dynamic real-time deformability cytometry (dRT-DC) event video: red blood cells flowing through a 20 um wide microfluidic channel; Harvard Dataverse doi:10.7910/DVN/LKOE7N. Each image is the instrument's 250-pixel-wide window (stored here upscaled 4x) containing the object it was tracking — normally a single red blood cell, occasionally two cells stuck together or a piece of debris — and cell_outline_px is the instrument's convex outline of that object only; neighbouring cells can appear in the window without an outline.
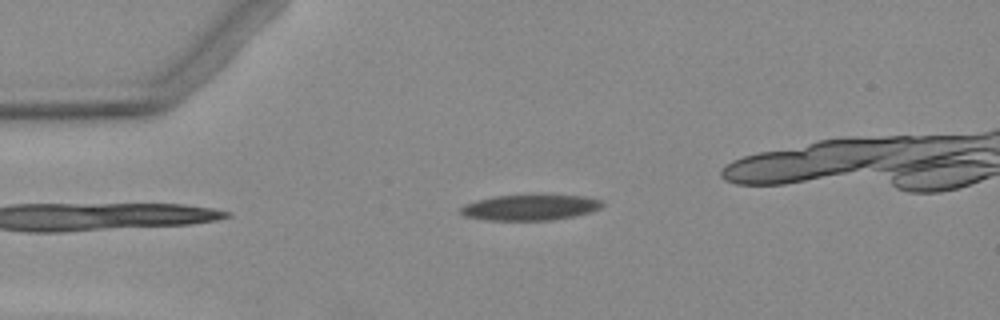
{"species": "Egyptian fruit bat (a non-hibernating species)", "species_latin": "Rousettus aegyptiacus", "temperature_condition": "warm", "stored_images_in_passage": 4, "camera_frame_rate_fps": 3000, "um_per_image_px": 0.085, "animal": {"sex": "female"}, "frame": {"image": 1, "passage_image": 4, "time_ms": 4.667, "image_size_px": [1000, 320], "cell_outline_px": [[604, 204], [600, 208], [576, 216], [552, 220], [484, 220], [464, 216], [460, 212], [460, 208], [464, 204], [476, 200], [496, 196], [584, 196], [604, 200]], "centroid_in_image_um": [45.05, 17.65], "position_along_channel_um": 40.0, "area_um2": 20.98}}